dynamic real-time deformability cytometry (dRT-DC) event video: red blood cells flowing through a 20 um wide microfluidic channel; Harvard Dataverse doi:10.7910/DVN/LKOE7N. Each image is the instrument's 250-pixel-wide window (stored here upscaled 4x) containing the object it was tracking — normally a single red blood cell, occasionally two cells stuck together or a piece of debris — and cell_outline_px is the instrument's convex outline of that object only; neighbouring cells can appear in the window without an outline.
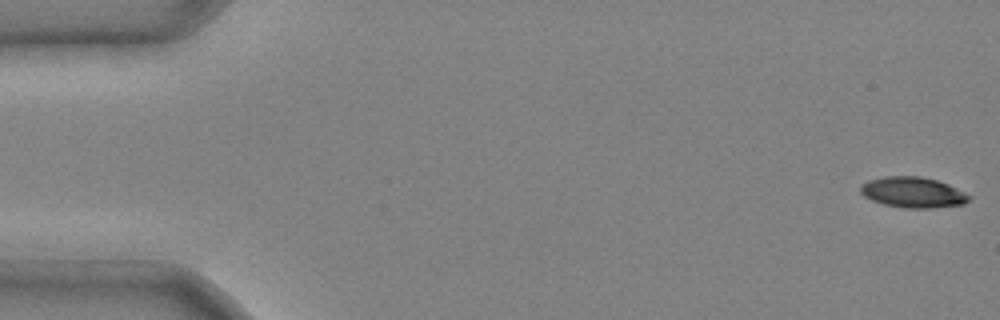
{"species": "common noctule bat (a hibernating species)", "species_latin": "Nyctalus noctula", "temperature_condition": "cold", "stored_images_in_passage": 5, "camera_frame_rate_fps": 3000, "um_per_image_px": 0.085, "animal": {"sex": "male", "body_mass_g": 20.4}, "frame": {"image": 1, "passage_image": 1, "time_ms": 0.0, "image_size_px": [1000, 320], "cell_outline_px": [[972, 196], [964, 204], [932, 208], [904, 208], [884, 204], [872, 200], [864, 196], [860, 192], [860, 184], [868, 180], [884, 176], [920, 176], [936, 180], [948, 184]], "centroid_in_image_um": [77.58, 16.34], "position_along_channel_um": 7.4, "area_um2": 19.42}}
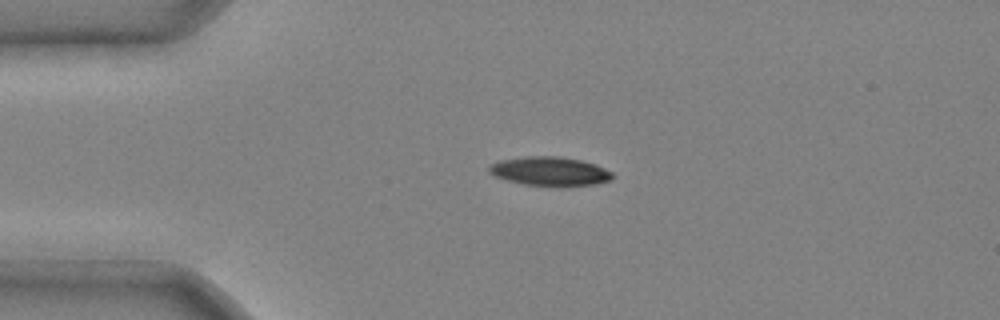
{"frame": {"image": 2, "passage_image": 4, "time_ms": 1.0, "image_size_px": [1000, 320], "cell_outline_px": [[612, 180], [596, 184], [560, 188], [524, 184], [508, 180], [496, 176], [488, 172], [488, 168], [492, 164], [500, 160], [524, 156], [560, 156], [580, 160], [596, 164], [612, 172]], "centroid_in_image_um": [46.77, 14.58], "position_along_channel_um": 38.2, "area_um2": 21.21}}